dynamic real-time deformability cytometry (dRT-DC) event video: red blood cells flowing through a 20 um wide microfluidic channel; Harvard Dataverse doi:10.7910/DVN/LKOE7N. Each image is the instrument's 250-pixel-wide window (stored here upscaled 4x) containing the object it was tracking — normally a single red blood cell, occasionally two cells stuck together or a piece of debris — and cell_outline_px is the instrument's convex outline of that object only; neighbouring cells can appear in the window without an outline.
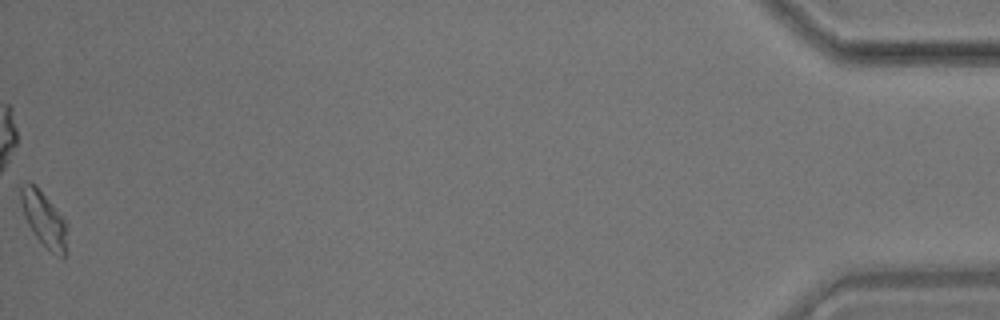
{"species": "common noctule bat (a hibernating species)", "species_latin": "Nyctalus noctula", "temperature_condition": "room temperature", "stored_images_in_passage": 56, "camera_frame_rate_fps": 3000, "um_per_image_px": 0.085, "animal": {"sex": "male", "body_mass_g": 17.9}, "frame": {"image": 1, "passage_image": 56, "time_ms": 18.333, "image_size_px": [1000, 320], "cell_outline_px": [[68, 224], [64, 260], [60, 260], [36, 236], [28, 224], [24, 216], [20, 200], [20, 184], [24, 180], [28, 180], [36, 184], [68, 220]], "centroid_in_image_um": [3.76, 18.56], "position_along_channel_um": 431.4, "area_um2": 15.49}, "authors_computed_cell_mechanics": {"area_um2": 15.0569, "velocity_mm_per_s": 3.5796, "shape_relaxation_time_tau1_ms": 3.9954, "shape_relaxation_time_tau2_ms": null, "deformation_change_tau1": 0.1721, "deformation_change_tau2": null}}